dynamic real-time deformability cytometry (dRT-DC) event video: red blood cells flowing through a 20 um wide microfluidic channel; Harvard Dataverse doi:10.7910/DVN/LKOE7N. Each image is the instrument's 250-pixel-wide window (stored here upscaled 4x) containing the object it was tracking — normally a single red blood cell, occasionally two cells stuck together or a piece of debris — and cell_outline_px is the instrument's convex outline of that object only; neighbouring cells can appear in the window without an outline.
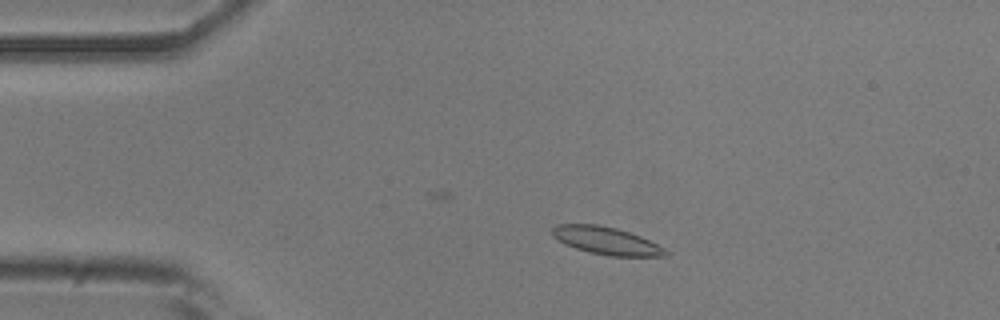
{"species": "common noctule bat (a hibernating species)", "species_latin": "Nyctalus noctula", "temperature_condition": "room temperature", "stored_images_in_passage": 42, "camera_frame_rate_fps": 3000, "um_per_image_px": 0.085, "animal": {"sex": "male", "body_mass_g": 20.5, "forearm_length_mm": 52.5}, "frame": {"image": 1, "passage_image": 3, "time_ms": 0.667, "image_size_px": [1000, 320], "cell_outline_px": [[668, 256], [608, 256], [588, 252], [564, 244], [552, 236], [552, 228], [556, 224], [596, 224], [616, 228], [640, 236], [664, 248], [668, 252]], "centroid_in_image_um": [51.5, 20.46], "position_along_channel_um": 33.5, "area_um2": 18.15}}
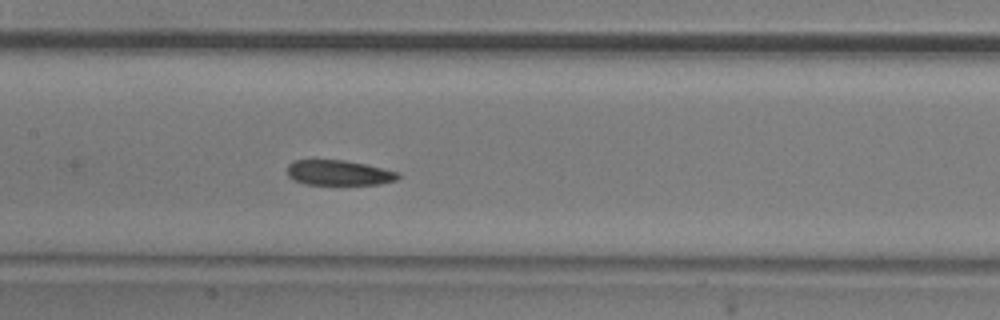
{"frame": {"image": 2, "passage_image": 18, "time_ms": 5.667, "image_size_px": [1000, 320], "cell_outline_px": [[400, 176], [396, 180], [380, 184], [304, 184], [292, 180], [288, 176], [288, 164], [292, 160], [344, 160], [364, 164], [400, 172]], "centroid_in_image_um": [28.78, 14.68], "position_along_channel_um": 178.6, "area_um2": 16.24}}
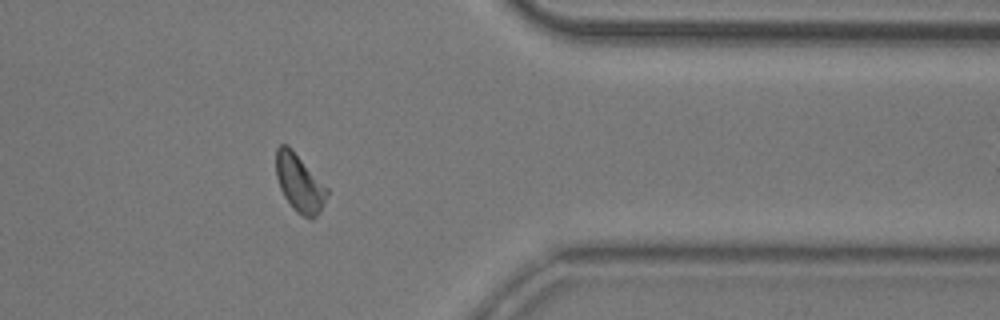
{"frame": {"image": 3, "passage_image": 36, "time_ms": 11.667, "image_size_px": [1000, 320], "cell_outline_px": [[328, 196], [320, 212], [312, 220], [296, 212], [292, 208], [284, 196], [280, 188], [276, 176], [276, 148], [280, 144], [288, 144], [292, 148], [328, 188]], "centroid_in_image_um": [25.46, 15.56], "position_along_channel_um": 385.9, "area_um2": 17.34}, "authors_computed_cell_mechanics": {"area_um2": 17.34, "velocity_mm_per_s": 3.7145, "shape_relaxation_time_tau1_ms": 6.8852, "shape_relaxation_time_tau2_ms": 4.2003, "deformation_change_tau1": 0.1392, "deformation_change_tau2": 0.1131}}